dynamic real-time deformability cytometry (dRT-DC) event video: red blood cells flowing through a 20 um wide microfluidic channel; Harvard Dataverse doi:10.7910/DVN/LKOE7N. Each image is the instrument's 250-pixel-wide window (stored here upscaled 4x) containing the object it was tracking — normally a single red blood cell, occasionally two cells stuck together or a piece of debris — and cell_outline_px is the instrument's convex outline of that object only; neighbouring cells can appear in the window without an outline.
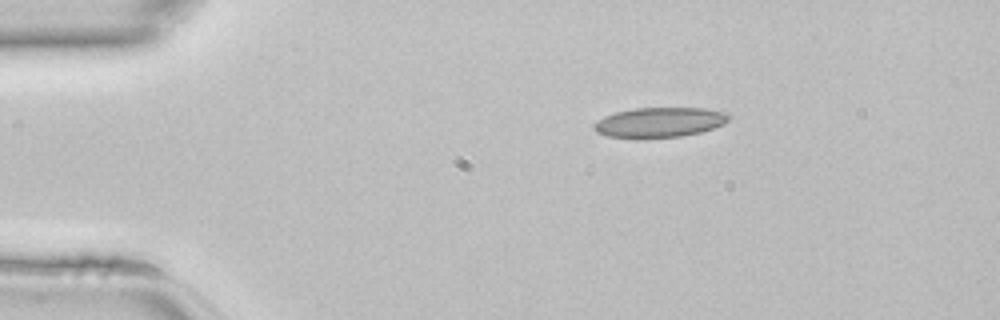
{"species": "common noctule bat (a hibernating species)", "species_latin": "Nyctalus noctula", "temperature_condition": "room temperature", "stored_images_in_passage": 38, "camera_frame_rate_fps": 3000, "um_per_image_px": 0.085, "animal": {"sex": "female", "body_mass_g": 22.7, "forearm_length_mm": 54.2}, "frame": {"image": 1, "passage_image": 1, "time_ms": 0.0, "image_size_px": [1000, 320], "cell_outline_px": [[732, 116], [724, 124], [700, 132], [680, 136], [608, 136], [596, 132], [592, 128], [592, 124], [596, 120], [604, 116], [616, 112], [632, 108], [704, 108], [728, 112]], "centroid_in_image_um": [56.08, 10.36], "position_along_channel_um": 28.9, "area_um2": 23.12}}
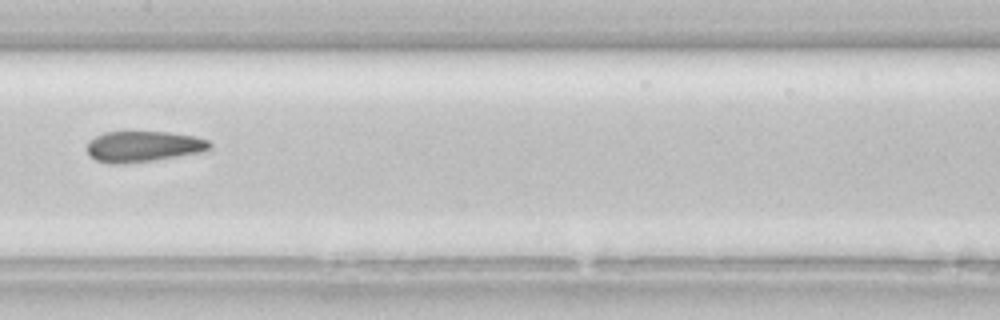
{"frame": {"image": 2, "passage_image": 16, "time_ms": 5.0, "image_size_px": [1000, 320], "cell_outline_px": [[212, 148], [208, 152], [152, 160], [120, 164], [108, 164], [96, 160], [88, 152], [88, 140], [104, 132], [168, 132], [196, 136], [208, 140], [212, 144]], "centroid_in_image_um": [12.25, 12.45], "position_along_channel_um": 195.1, "area_um2": 22.25}}
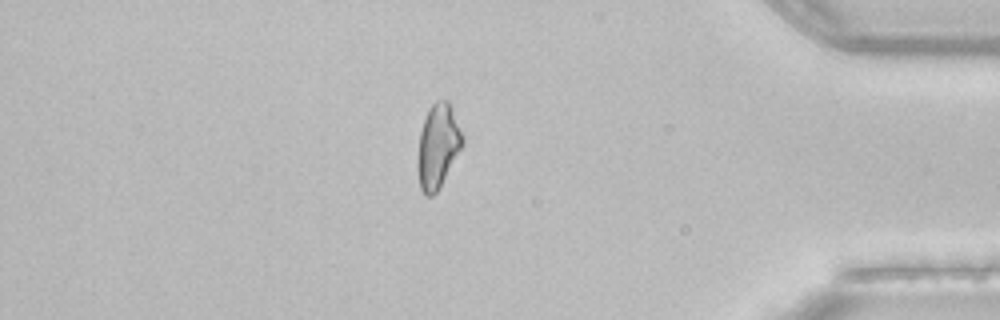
{"frame": {"image": 3, "passage_image": 32, "time_ms": 10.333, "image_size_px": [1000, 320], "cell_outline_px": [[464, 144], [436, 192], [432, 196], [424, 196], [420, 188], [416, 168], [416, 160], [420, 132], [428, 108], [436, 100], [448, 100], [464, 136]], "centroid_in_image_um": [37.2, 12.42], "position_along_channel_um": 398.0, "area_um2": 22.14}}